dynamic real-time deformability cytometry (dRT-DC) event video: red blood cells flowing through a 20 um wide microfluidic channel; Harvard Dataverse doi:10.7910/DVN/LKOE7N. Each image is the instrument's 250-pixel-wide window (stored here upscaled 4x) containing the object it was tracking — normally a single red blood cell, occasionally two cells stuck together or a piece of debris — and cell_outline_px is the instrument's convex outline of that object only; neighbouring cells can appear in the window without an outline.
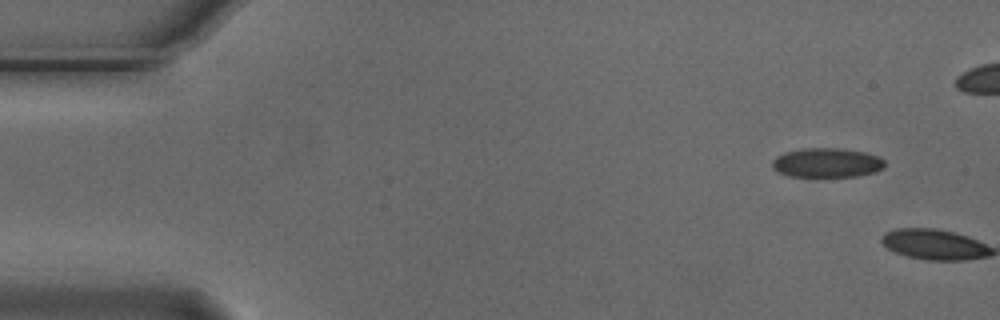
{"species": "Egyptian fruit bat (a non-hibernating species)", "species_latin": "Rousettus aegyptiacus", "temperature_condition": "cold", "stored_images_in_passage": 2, "camera_frame_rate_fps": 3000, "um_per_image_px": 0.085, "animal": {"sex": "male"}, "frame": {"image": 1, "passage_image": 1, "time_ms": 0.0, "image_size_px": [1000, 320], "cell_outline_px": [[884, 168], [876, 172], [856, 176], [788, 176], [772, 168], [772, 160], [776, 156], [784, 152], [800, 148], [840, 148], [864, 152], [880, 156], [884, 160]], "centroid_in_image_um": [70.28, 13.82], "position_along_channel_um": 14.7, "area_um2": 19.36}}